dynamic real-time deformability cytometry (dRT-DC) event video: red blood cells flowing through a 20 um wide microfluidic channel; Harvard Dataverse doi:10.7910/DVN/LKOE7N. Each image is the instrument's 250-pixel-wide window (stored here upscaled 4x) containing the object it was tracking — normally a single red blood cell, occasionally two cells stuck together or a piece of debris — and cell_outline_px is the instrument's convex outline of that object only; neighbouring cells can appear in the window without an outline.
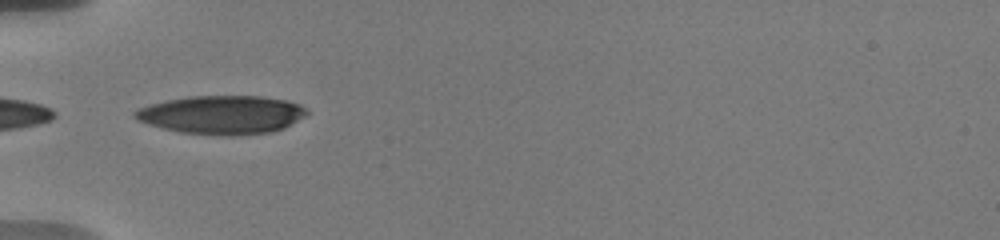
{"species": "human", "species_latin": "Homo sapiens", "temperature_condition": "warm", "stored_images_in_passage": 31, "camera_frame_rate_fps": 3000, "um_per_image_px": 0.085, "donor": {"sex": "male"}, "frame": {"image": 1, "passage_image": 1, "time_ms": 0.0, "image_size_px": [1000, 240], "cell_outline_px": [[308, 112], [304, 116], [284, 128], [272, 132], [232, 136], [224, 136], [180, 132], [148, 124], [136, 120], [132, 116], [132, 112], [136, 108], [148, 104], [188, 96], [260, 96], [288, 100], [300, 104]], "centroid_in_image_um": [18.82, 9.75], "position_along_channel_um": 66.2, "area_um2": 38.84}}
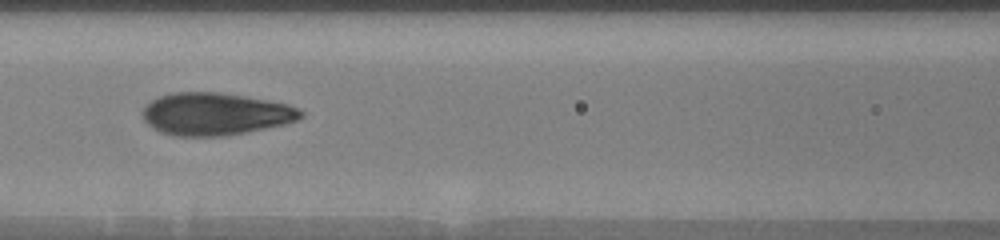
{"frame": {"image": 2, "passage_image": 7, "time_ms": 2.333, "image_size_px": [1000, 240], "cell_outline_px": [[304, 116], [296, 120], [284, 124], [224, 136], [172, 136], [160, 132], [152, 128], [140, 116], [140, 112], [144, 104], [160, 96], [172, 92], [220, 92], [244, 96], [288, 104], [304, 112]], "centroid_in_image_um": [18.22, 9.69], "position_along_channel_um": 148.4, "area_um2": 39.25}}
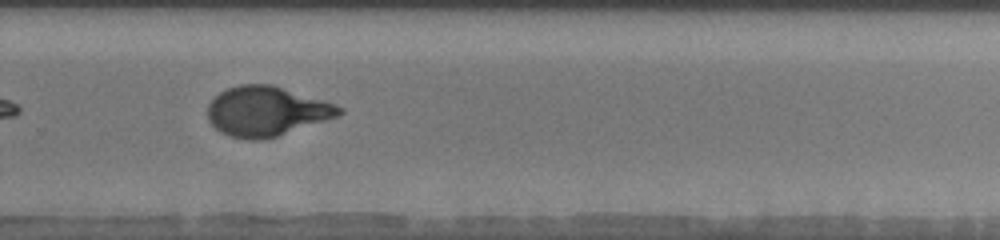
{"frame": {"image": 3, "passage_image": 17, "time_ms": 6.667, "image_size_px": [1000, 240], "cell_outline_px": [[344, 112], [336, 116], [264, 140], [248, 140], [228, 136], [220, 132], [208, 120], [208, 104], [220, 92], [228, 88], [240, 84], [272, 84], [324, 100], [336, 104], [344, 108]], "centroid_in_image_um": [22.63, 9.45], "position_along_channel_um": 307.2, "area_um2": 37.86}, "authors_computed_cell_mechanics": {"area_um2": 38.437, "velocity_mm_per_s": 3.6826, "shape_relaxation_time_tau1_ms": 5.7311, "shape_relaxation_time_tau2_ms": null, "deformation_change_tau1": 0.2341, "deformation_change_tau2": null}}